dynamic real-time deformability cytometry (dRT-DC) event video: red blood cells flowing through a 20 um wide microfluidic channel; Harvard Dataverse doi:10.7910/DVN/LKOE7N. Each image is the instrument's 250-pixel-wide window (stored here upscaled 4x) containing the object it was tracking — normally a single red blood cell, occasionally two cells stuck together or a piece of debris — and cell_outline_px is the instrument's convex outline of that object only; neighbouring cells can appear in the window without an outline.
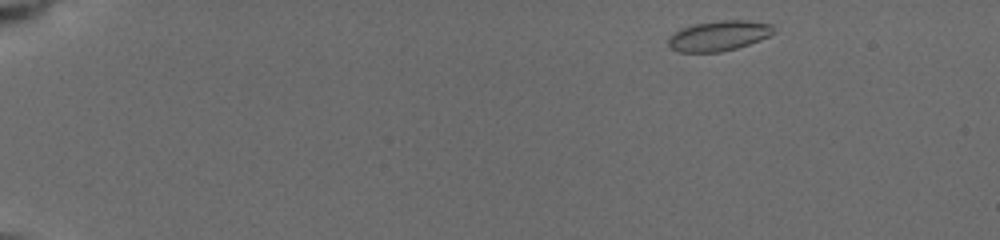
{"species": "common noctule bat (a hibernating species)", "species_latin": "Nyctalus noctula", "temperature_condition": "cold", "stored_images_in_passage": 31, "camera_frame_rate_fps": 3000, "um_per_image_px": 0.085, "animal": {"sex": "female", "body_mass_g": 19.5, "forearm_length_mm": 54.1}, "frame": {"image": 1, "passage_image": 2, "time_ms": 0.333, "image_size_px": [1000, 240], "cell_outline_px": [[776, 32], [760, 40], [736, 48], [720, 52], [680, 52], [672, 48], [668, 44], [668, 36], [684, 28], [696, 24], [720, 20], [744, 20], [772, 24]], "centroid_in_image_um": [61.12, 3.04], "position_along_channel_um": 23.9, "area_um2": 18.32}}
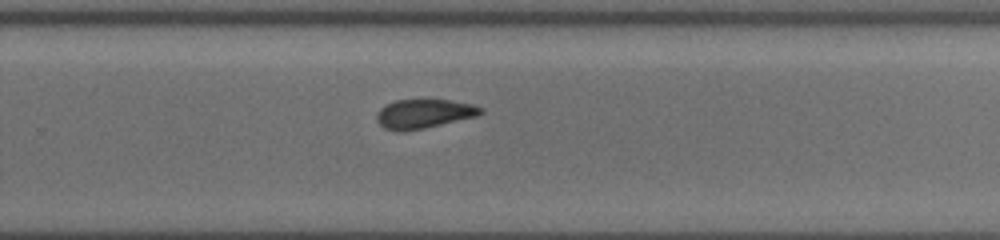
{"frame": {"image": 2, "passage_image": 19, "time_ms": 10.333, "image_size_px": [1000, 240], "cell_outline_px": [[484, 112], [476, 116], [424, 128], [404, 132], [396, 132], [384, 128], [376, 120], [376, 116], [380, 108], [396, 100], [448, 100], [472, 104], [484, 108]], "centroid_in_image_um": [36.01, 9.68], "position_along_channel_um": 293.8, "area_um2": 17.57}}
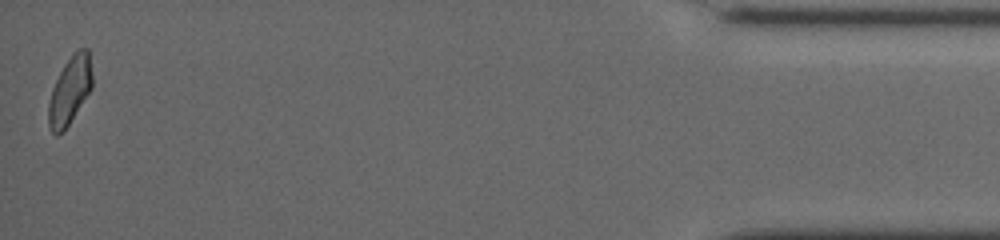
{"frame": {"image": 3, "passage_image": 31, "time_ms": 15.667, "image_size_px": [1000, 240], "cell_outline_px": [[92, 88], [64, 132], [56, 136], [48, 128], [48, 104], [52, 88], [64, 64], [72, 52], [80, 48], [88, 48], [92, 72]], "centroid_in_image_um": [5.93, 7.71], "position_along_channel_um": 429.3, "area_um2": 17.51}, "authors_computed_cell_mechanics": {"area_um2": 18.207, "velocity_mm_per_s": 3.9189, "shape_relaxation_time_tau1_ms": 2.3466, "shape_relaxation_time_tau2_ms": 3.5884, "deformation_change_tau1": 0.0882, "deformation_change_tau2": 0.0858}}